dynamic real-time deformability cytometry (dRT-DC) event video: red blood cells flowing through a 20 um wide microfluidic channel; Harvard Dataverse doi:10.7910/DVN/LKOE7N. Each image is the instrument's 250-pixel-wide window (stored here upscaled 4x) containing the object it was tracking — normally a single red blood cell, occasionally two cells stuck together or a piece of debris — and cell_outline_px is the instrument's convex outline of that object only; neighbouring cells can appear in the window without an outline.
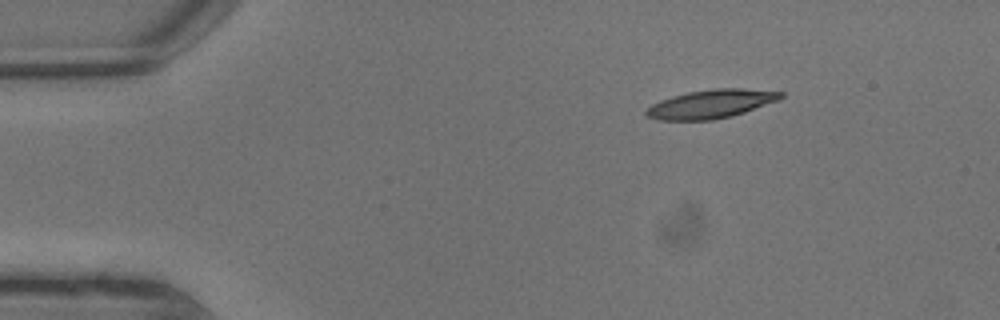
{"species": "common noctule bat (a hibernating species)", "species_latin": "Nyctalus noctula", "temperature_condition": "warm", "stored_images_in_passage": 5, "camera_frame_rate_fps": 3000, "um_per_image_px": 0.085, "animal": {"sex": "male", "body_mass_g": 13.3}, "frame": {"image": 1, "passage_image": 1, "time_ms": 0.0, "image_size_px": [1000, 320], "cell_outline_px": [[784, 96], [780, 100], [732, 116], [712, 120], [656, 120], [648, 116], [644, 112], [652, 104], [660, 100], [672, 96], [688, 92], [712, 88], [744, 88], [784, 92]], "centroid_in_image_um": [60.46, 8.83], "position_along_channel_um": 24.5, "area_um2": 22.54}}
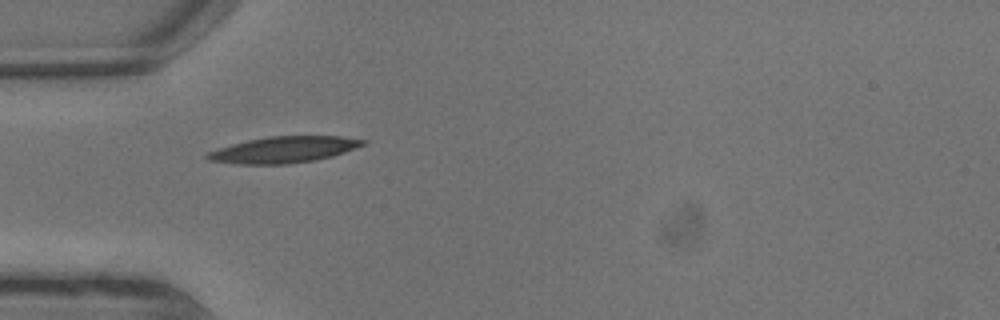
{"frame": {"image": 2, "passage_image": 4, "time_ms": 1.0, "image_size_px": [1000, 320], "cell_outline_px": [[368, 140], [364, 144], [344, 152], [332, 156], [316, 160], [288, 164], [236, 164], [208, 160], [204, 156], [208, 152], [232, 144], [248, 140], [268, 136], [340, 136]], "centroid_in_image_um": [24.11, 12.72], "position_along_channel_um": 60.9, "area_um2": 23.7}}
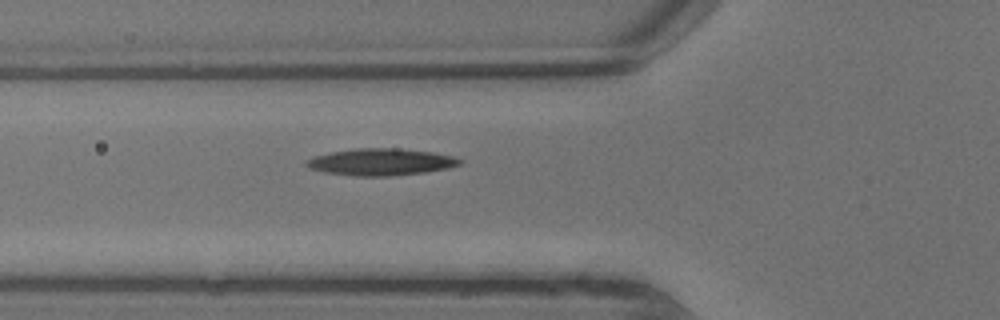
{"frame": {"image": 3, "passage_image": 5, "time_ms": 1.333, "image_size_px": [1000, 320], "cell_outline_px": [[464, 160], [460, 164], [448, 168], [424, 172], [388, 176], [352, 176], [324, 172], [308, 168], [304, 164], [304, 160], [312, 156], [332, 152], [356, 148], [400, 148], [432, 152], [452, 156]], "centroid_in_image_um": [32.32, 13.76], "position_along_channel_um": 93.5, "area_um2": 24.16}}